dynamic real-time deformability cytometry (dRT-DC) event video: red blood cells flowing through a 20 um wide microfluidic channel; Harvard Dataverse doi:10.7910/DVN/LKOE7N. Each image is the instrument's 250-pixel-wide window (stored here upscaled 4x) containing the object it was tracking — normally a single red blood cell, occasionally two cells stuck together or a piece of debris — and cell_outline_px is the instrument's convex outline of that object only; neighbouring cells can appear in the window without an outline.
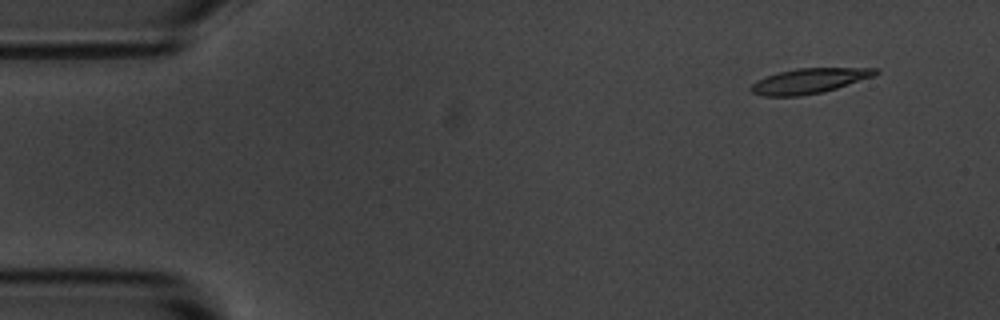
{"species": "common noctule bat (a hibernating species)", "species_latin": "Nyctalus noctula", "temperature_condition": "room temperature", "stored_images_in_passage": 5, "camera_frame_rate_fps": 3000, "um_per_image_px": 0.085, "animal": {"sex": "male", "body_mass_g": 20.1, "forearm_length_mm": 53.5}, "frame": {"image": 1, "passage_image": 1, "time_ms": 0.0, "image_size_px": [1000, 320], "cell_outline_px": [[880, 72], [876, 76], [824, 92], [800, 96], [764, 96], [752, 92], [748, 88], [752, 84], [768, 76], [780, 72], [796, 68], [876, 68]], "centroid_in_image_um": [68.84, 6.88], "position_along_channel_um": 16.2, "area_um2": 18.15}}
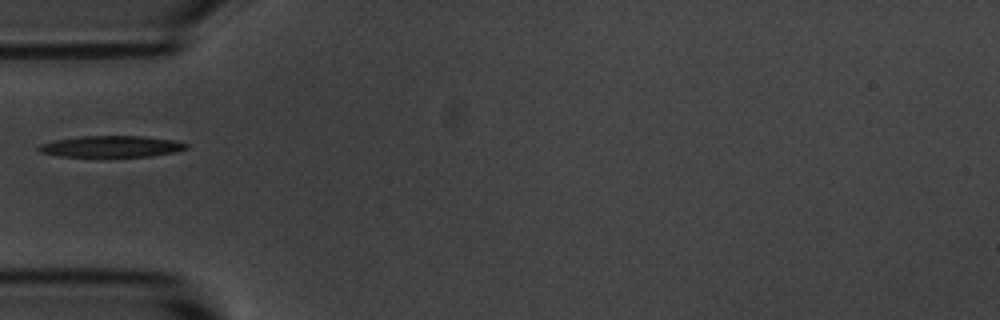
{"frame": {"image": 2, "passage_image": 4, "time_ms": 4.333, "image_size_px": [1000, 320], "cell_outline_px": [[188, 148], [176, 152], [152, 156], [60, 156], [40, 152], [36, 148], [40, 144], [56, 140], [80, 136], [140, 136], [172, 140], [188, 144]], "centroid_in_image_um": [9.46, 12.45], "position_along_channel_um": 75.5, "area_um2": 18.15}}